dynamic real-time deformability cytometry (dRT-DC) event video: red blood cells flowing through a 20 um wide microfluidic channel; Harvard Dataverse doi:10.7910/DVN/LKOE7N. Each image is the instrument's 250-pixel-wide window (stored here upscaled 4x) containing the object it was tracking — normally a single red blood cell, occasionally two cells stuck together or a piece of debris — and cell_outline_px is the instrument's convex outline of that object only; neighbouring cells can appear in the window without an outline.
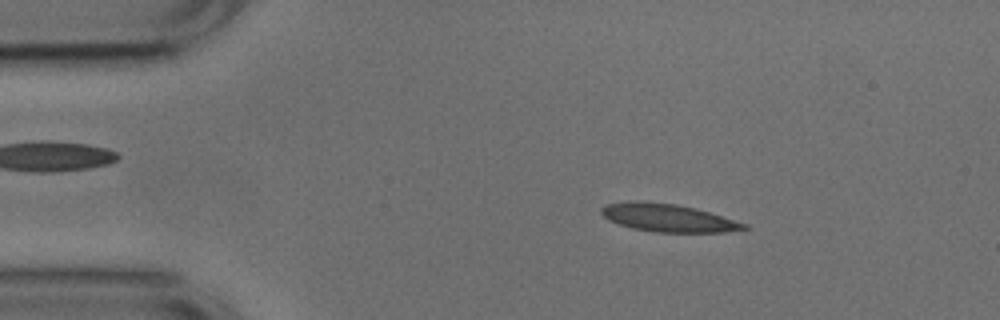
{"species": "common noctule bat (a hibernating species)", "species_latin": "Nyctalus noctula", "temperature_condition": "cold", "stored_images_in_passage": 51, "camera_frame_rate_fps": 3000, "um_per_image_px": 0.085, "animal": {"sex": "male", "body_mass_g": 17.9, "forearm_length_mm": 54.2}, "frame": {"image": 1, "passage_image": 7, "time_ms": 2.0, "image_size_px": [1000, 320], "cell_outline_px": [[752, 228], [724, 232], [652, 232], [632, 228], [608, 220], [600, 212], [600, 208], [608, 204], [628, 200], [636, 200], [676, 204], [696, 208], [748, 224]], "centroid_in_image_um": [56.78, 18.51], "position_along_channel_um": 28.2, "area_um2": 23.29}}
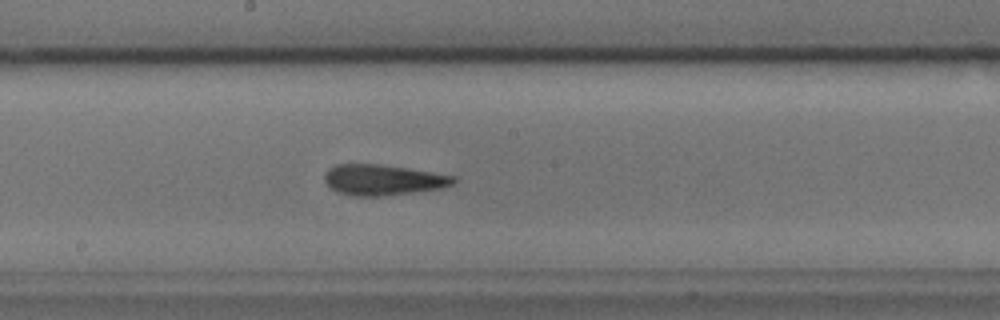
{"frame": {"image": 2, "passage_image": 26, "time_ms": 8.333, "image_size_px": [1000, 320], "cell_outline_px": [[460, 180], [452, 184], [440, 188], [412, 192], [380, 196], [352, 196], [336, 192], [328, 188], [324, 180], [324, 176], [328, 168], [336, 164], [380, 164], [408, 168], [456, 176]], "centroid_in_image_um": [32.52, 15.29], "position_along_channel_um": 215.7, "area_um2": 23.24}}
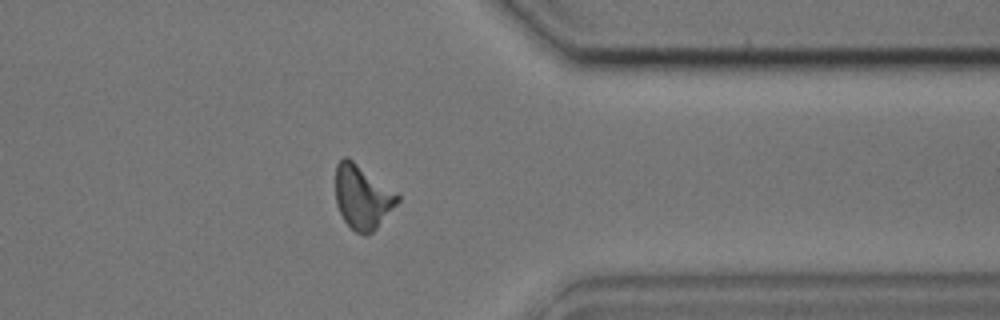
{"frame": {"image": 3, "passage_image": 40, "time_ms": 13.0, "image_size_px": [1000, 320], "cell_outline_px": [[400, 200], [376, 228], [372, 232], [364, 236], [356, 232], [344, 220], [336, 204], [336, 164], [344, 156], [348, 156], [396, 192], [400, 196]], "centroid_in_image_um": [30.79, 16.73], "position_along_channel_um": 380.6, "area_um2": 22.95}, "authors_computed_cell_mechanics": {"area_um2": 22.831, "velocity_mm_per_s": 3.756, "shape_relaxation_time_tau1_ms": null, "shape_relaxation_time_tau2_ms": 3.0062, "deformation_change_tau1": null, "deformation_change_tau2": 0.1004}}